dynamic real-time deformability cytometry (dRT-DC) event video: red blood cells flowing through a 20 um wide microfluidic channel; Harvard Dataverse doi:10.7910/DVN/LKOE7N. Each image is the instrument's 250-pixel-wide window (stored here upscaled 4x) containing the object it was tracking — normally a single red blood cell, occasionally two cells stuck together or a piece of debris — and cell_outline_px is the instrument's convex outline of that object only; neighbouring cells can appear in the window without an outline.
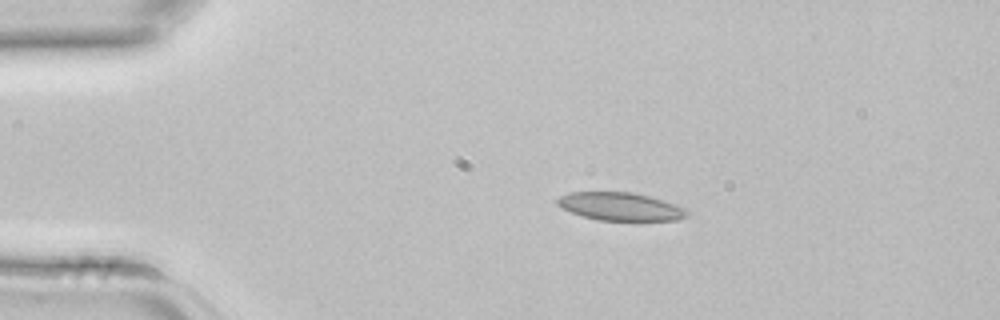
{"species": "common noctule bat (a hibernating species)", "species_latin": "Nyctalus noctula", "temperature_condition": "room temperature", "stored_images_in_passage": 2, "camera_frame_rate_fps": 3000, "um_per_image_px": 0.085, "animal": {"sex": "female", "body_mass_g": 22.7, "forearm_length_mm": 54.2}, "frame": {"image": 1, "passage_image": 1, "time_ms": 0.0, "image_size_px": [1000, 320], "cell_outline_px": [[692, 212], [688, 216], [680, 220], [600, 220], [584, 216], [560, 208], [556, 204], [556, 200], [560, 196], [568, 192], [632, 192], [648, 196], [676, 204], [688, 208]], "centroid_in_image_um": [52.78, 17.55], "position_along_channel_um": 32.2, "area_um2": 21.33}}